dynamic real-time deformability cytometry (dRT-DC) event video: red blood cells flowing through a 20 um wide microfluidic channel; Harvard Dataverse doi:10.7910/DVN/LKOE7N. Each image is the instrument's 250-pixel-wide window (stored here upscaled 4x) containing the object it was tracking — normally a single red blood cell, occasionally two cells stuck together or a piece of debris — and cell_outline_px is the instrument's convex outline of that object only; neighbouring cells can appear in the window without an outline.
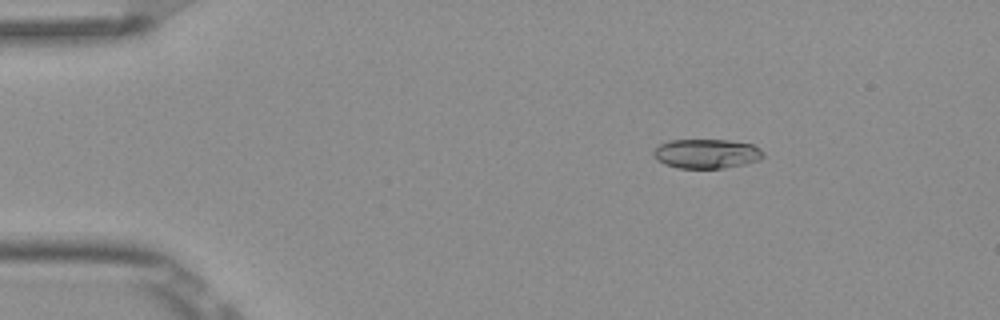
{"species": "Egyptian fruit bat (a non-hibernating species)", "species_latin": "Rousettus aegyptiacus", "temperature_condition": "room temperature", "stored_images_in_passage": 5, "camera_frame_rate_fps": 3000, "um_per_image_px": 0.085, "frame": {"image": 1, "passage_image": 3, "time_ms": 0.667, "image_size_px": [1000, 320], "cell_outline_px": [[764, 156], [760, 160], [744, 164], [724, 168], [680, 168], [664, 164], [656, 160], [652, 156], [652, 152], [660, 144], [668, 140], [728, 140], [752, 144], [760, 148], [764, 152]], "centroid_in_image_um": [60.05, 13.06], "position_along_channel_um": 25.0, "area_um2": 18.96}}
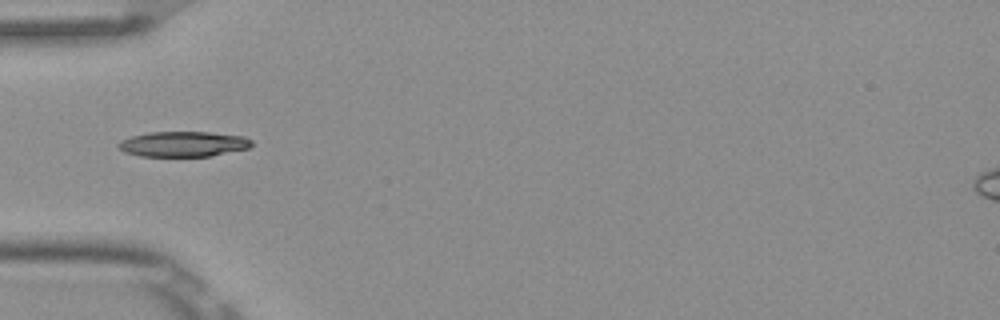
{"frame": {"image": 2, "passage_image": 5, "time_ms": 1.333, "image_size_px": [1000, 320], "cell_outline_px": [[252, 144], [248, 148], [212, 156], [140, 156], [124, 152], [116, 144], [120, 140], [132, 136], [148, 132], [208, 132], [244, 136], [252, 140]], "centroid_in_image_um": [15.56, 12.24], "position_along_channel_um": 69.4, "area_um2": 19.65}}